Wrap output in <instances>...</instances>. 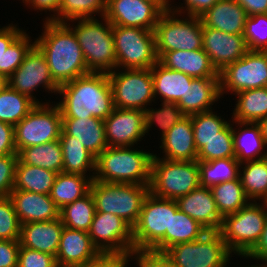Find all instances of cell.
I'll return each instance as SVG.
<instances>
[{
  "label": "cell",
  "mask_w": 267,
  "mask_h": 267,
  "mask_svg": "<svg viewBox=\"0 0 267 267\" xmlns=\"http://www.w3.org/2000/svg\"><path fill=\"white\" fill-rule=\"evenodd\" d=\"M175 201L179 210L196 220L207 231L220 230L223 217L217 209L211 188L199 186Z\"/></svg>",
  "instance_id": "cell-21"
},
{
  "label": "cell",
  "mask_w": 267,
  "mask_h": 267,
  "mask_svg": "<svg viewBox=\"0 0 267 267\" xmlns=\"http://www.w3.org/2000/svg\"><path fill=\"white\" fill-rule=\"evenodd\" d=\"M243 36L248 50L267 51V14L248 16Z\"/></svg>",
  "instance_id": "cell-47"
},
{
  "label": "cell",
  "mask_w": 267,
  "mask_h": 267,
  "mask_svg": "<svg viewBox=\"0 0 267 267\" xmlns=\"http://www.w3.org/2000/svg\"><path fill=\"white\" fill-rule=\"evenodd\" d=\"M88 233L101 254L130 255L134 251L133 228L112 213L96 212Z\"/></svg>",
  "instance_id": "cell-15"
},
{
  "label": "cell",
  "mask_w": 267,
  "mask_h": 267,
  "mask_svg": "<svg viewBox=\"0 0 267 267\" xmlns=\"http://www.w3.org/2000/svg\"><path fill=\"white\" fill-rule=\"evenodd\" d=\"M241 127L238 133L233 129V143L236 160L241 164L247 161L259 160L267 157V151L262 153L261 150L267 147L261 134L258 123L237 122ZM249 126V128H247ZM261 153V154H260ZM260 155V156H259ZM258 158H256V157Z\"/></svg>",
  "instance_id": "cell-31"
},
{
  "label": "cell",
  "mask_w": 267,
  "mask_h": 267,
  "mask_svg": "<svg viewBox=\"0 0 267 267\" xmlns=\"http://www.w3.org/2000/svg\"><path fill=\"white\" fill-rule=\"evenodd\" d=\"M36 105L28 96L20 94L7 83L0 89V121L15 126Z\"/></svg>",
  "instance_id": "cell-38"
},
{
  "label": "cell",
  "mask_w": 267,
  "mask_h": 267,
  "mask_svg": "<svg viewBox=\"0 0 267 267\" xmlns=\"http://www.w3.org/2000/svg\"><path fill=\"white\" fill-rule=\"evenodd\" d=\"M244 257H251L253 259H260L266 262L267 265V218L264 224V229L256 246Z\"/></svg>",
  "instance_id": "cell-55"
},
{
  "label": "cell",
  "mask_w": 267,
  "mask_h": 267,
  "mask_svg": "<svg viewBox=\"0 0 267 267\" xmlns=\"http://www.w3.org/2000/svg\"><path fill=\"white\" fill-rule=\"evenodd\" d=\"M138 261L139 267H176L164 253H156L152 251H133L129 257Z\"/></svg>",
  "instance_id": "cell-51"
},
{
  "label": "cell",
  "mask_w": 267,
  "mask_h": 267,
  "mask_svg": "<svg viewBox=\"0 0 267 267\" xmlns=\"http://www.w3.org/2000/svg\"><path fill=\"white\" fill-rule=\"evenodd\" d=\"M96 212L112 213L132 228L137 223L149 186L93 180L90 187Z\"/></svg>",
  "instance_id": "cell-5"
},
{
  "label": "cell",
  "mask_w": 267,
  "mask_h": 267,
  "mask_svg": "<svg viewBox=\"0 0 267 267\" xmlns=\"http://www.w3.org/2000/svg\"><path fill=\"white\" fill-rule=\"evenodd\" d=\"M251 267H267V265L265 264H263V265H261V266H251Z\"/></svg>",
  "instance_id": "cell-62"
},
{
  "label": "cell",
  "mask_w": 267,
  "mask_h": 267,
  "mask_svg": "<svg viewBox=\"0 0 267 267\" xmlns=\"http://www.w3.org/2000/svg\"><path fill=\"white\" fill-rule=\"evenodd\" d=\"M124 70L121 73L115 70L108 73L114 108L144 111L145 105L154 100L151 68Z\"/></svg>",
  "instance_id": "cell-13"
},
{
  "label": "cell",
  "mask_w": 267,
  "mask_h": 267,
  "mask_svg": "<svg viewBox=\"0 0 267 267\" xmlns=\"http://www.w3.org/2000/svg\"><path fill=\"white\" fill-rule=\"evenodd\" d=\"M129 258V255L102 254L99 258L89 262L84 267H126Z\"/></svg>",
  "instance_id": "cell-54"
},
{
  "label": "cell",
  "mask_w": 267,
  "mask_h": 267,
  "mask_svg": "<svg viewBox=\"0 0 267 267\" xmlns=\"http://www.w3.org/2000/svg\"><path fill=\"white\" fill-rule=\"evenodd\" d=\"M206 232L196 220L178 209L175 200H171L170 232L164 235V252L173 245L195 241Z\"/></svg>",
  "instance_id": "cell-32"
},
{
  "label": "cell",
  "mask_w": 267,
  "mask_h": 267,
  "mask_svg": "<svg viewBox=\"0 0 267 267\" xmlns=\"http://www.w3.org/2000/svg\"><path fill=\"white\" fill-rule=\"evenodd\" d=\"M11 198L20 224L51 221L60 218V209L50 195L12 190Z\"/></svg>",
  "instance_id": "cell-22"
},
{
  "label": "cell",
  "mask_w": 267,
  "mask_h": 267,
  "mask_svg": "<svg viewBox=\"0 0 267 267\" xmlns=\"http://www.w3.org/2000/svg\"><path fill=\"white\" fill-rule=\"evenodd\" d=\"M6 84V80L0 75V89Z\"/></svg>",
  "instance_id": "cell-61"
},
{
  "label": "cell",
  "mask_w": 267,
  "mask_h": 267,
  "mask_svg": "<svg viewBox=\"0 0 267 267\" xmlns=\"http://www.w3.org/2000/svg\"><path fill=\"white\" fill-rule=\"evenodd\" d=\"M64 225L60 218L21 225L20 245L56 256Z\"/></svg>",
  "instance_id": "cell-25"
},
{
  "label": "cell",
  "mask_w": 267,
  "mask_h": 267,
  "mask_svg": "<svg viewBox=\"0 0 267 267\" xmlns=\"http://www.w3.org/2000/svg\"><path fill=\"white\" fill-rule=\"evenodd\" d=\"M164 254L176 267H226L231 257L219 231H208L195 241L173 245Z\"/></svg>",
  "instance_id": "cell-11"
},
{
  "label": "cell",
  "mask_w": 267,
  "mask_h": 267,
  "mask_svg": "<svg viewBox=\"0 0 267 267\" xmlns=\"http://www.w3.org/2000/svg\"><path fill=\"white\" fill-rule=\"evenodd\" d=\"M191 121L197 152L229 124L212 110L191 115Z\"/></svg>",
  "instance_id": "cell-44"
},
{
  "label": "cell",
  "mask_w": 267,
  "mask_h": 267,
  "mask_svg": "<svg viewBox=\"0 0 267 267\" xmlns=\"http://www.w3.org/2000/svg\"><path fill=\"white\" fill-rule=\"evenodd\" d=\"M36 104L14 126V142L17 154L24 148L59 140L62 130V113L56 104ZM53 107V108H52Z\"/></svg>",
  "instance_id": "cell-12"
},
{
  "label": "cell",
  "mask_w": 267,
  "mask_h": 267,
  "mask_svg": "<svg viewBox=\"0 0 267 267\" xmlns=\"http://www.w3.org/2000/svg\"><path fill=\"white\" fill-rule=\"evenodd\" d=\"M101 255L88 232L64 226L56 254L58 267H84Z\"/></svg>",
  "instance_id": "cell-20"
},
{
  "label": "cell",
  "mask_w": 267,
  "mask_h": 267,
  "mask_svg": "<svg viewBox=\"0 0 267 267\" xmlns=\"http://www.w3.org/2000/svg\"><path fill=\"white\" fill-rule=\"evenodd\" d=\"M95 213L94 199L89 192L84 197L61 208L60 219L67 228L88 232Z\"/></svg>",
  "instance_id": "cell-42"
},
{
  "label": "cell",
  "mask_w": 267,
  "mask_h": 267,
  "mask_svg": "<svg viewBox=\"0 0 267 267\" xmlns=\"http://www.w3.org/2000/svg\"><path fill=\"white\" fill-rule=\"evenodd\" d=\"M179 9L180 7L164 11L155 25L154 35L158 59L165 52L203 49L200 18L191 15H188L189 19L185 20L175 18L177 13L182 12V9Z\"/></svg>",
  "instance_id": "cell-9"
},
{
  "label": "cell",
  "mask_w": 267,
  "mask_h": 267,
  "mask_svg": "<svg viewBox=\"0 0 267 267\" xmlns=\"http://www.w3.org/2000/svg\"><path fill=\"white\" fill-rule=\"evenodd\" d=\"M163 10L149 0H107L105 18L116 26L154 31Z\"/></svg>",
  "instance_id": "cell-17"
},
{
  "label": "cell",
  "mask_w": 267,
  "mask_h": 267,
  "mask_svg": "<svg viewBox=\"0 0 267 267\" xmlns=\"http://www.w3.org/2000/svg\"><path fill=\"white\" fill-rule=\"evenodd\" d=\"M220 96V78H194L187 88L185 98L177 105L186 116H190L210 111L209 106L218 101Z\"/></svg>",
  "instance_id": "cell-29"
},
{
  "label": "cell",
  "mask_w": 267,
  "mask_h": 267,
  "mask_svg": "<svg viewBox=\"0 0 267 267\" xmlns=\"http://www.w3.org/2000/svg\"><path fill=\"white\" fill-rule=\"evenodd\" d=\"M200 186L198 161H171L153 155L150 192L176 200Z\"/></svg>",
  "instance_id": "cell-7"
},
{
  "label": "cell",
  "mask_w": 267,
  "mask_h": 267,
  "mask_svg": "<svg viewBox=\"0 0 267 267\" xmlns=\"http://www.w3.org/2000/svg\"><path fill=\"white\" fill-rule=\"evenodd\" d=\"M243 174L239 172L241 185L250 200L267 202V157L259 160L247 161Z\"/></svg>",
  "instance_id": "cell-39"
},
{
  "label": "cell",
  "mask_w": 267,
  "mask_h": 267,
  "mask_svg": "<svg viewBox=\"0 0 267 267\" xmlns=\"http://www.w3.org/2000/svg\"><path fill=\"white\" fill-rule=\"evenodd\" d=\"M106 9L107 0H61L57 16L54 14L47 20L65 23L67 20L93 18L92 14L95 13L104 17Z\"/></svg>",
  "instance_id": "cell-43"
},
{
  "label": "cell",
  "mask_w": 267,
  "mask_h": 267,
  "mask_svg": "<svg viewBox=\"0 0 267 267\" xmlns=\"http://www.w3.org/2000/svg\"><path fill=\"white\" fill-rule=\"evenodd\" d=\"M253 202L223 217L219 232L231 253L246 256L261 237L267 218V202L262 205Z\"/></svg>",
  "instance_id": "cell-6"
},
{
  "label": "cell",
  "mask_w": 267,
  "mask_h": 267,
  "mask_svg": "<svg viewBox=\"0 0 267 267\" xmlns=\"http://www.w3.org/2000/svg\"><path fill=\"white\" fill-rule=\"evenodd\" d=\"M247 17L236 0H219L199 16L202 26L229 34H243Z\"/></svg>",
  "instance_id": "cell-26"
},
{
  "label": "cell",
  "mask_w": 267,
  "mask_h": 267,
  "mask_svg": "<svg viewBox=\"0 0 267 267\" xmlns=\"http://www.w3.org/2000/svg\"><path fill=\"white\" fill-rule=\"evenodd\" d=\"M105 25L93 18L77 19L74 28L77 41L83 52L89 72L110 73L117 68L112 24L105 18Z\"/></svg>",
  "instance_id": "cell-4"
},
{
  "label": "cell",
  "mask_w": 267,
  "mask_h": 267,
  "mask_svg": "<svg viewBox=\"0 0 267 267\" xmlns=\"http://www.w3.org/2000/svg\"><path fill=\"white\" fill-rule=\"evenodd\" d=\"M238 100L233 112L236 122L258 123L267 116V87L236 93Z\"/></svg>",
  "instance_id": "cell-36"
},
{
  "label": "cell",
  "mask_w": 267,
  "mask_h": 267,
  "mask_svg": "<svg viewBox=\"0 0 267 267\" xmlns=\"http://www.w3.org/2000/svg\"><path fill=\"white\" fill-rule=\"evenodd\" d=\"M31 4L36 10H49L58 14L61 0H23V3Z\"/></svg>",
  "instance_id": "cell-58"
},
{
  "label": "cell",
  "mask_w": 267,
  "mask_h": 267,
  "mask_svg": "<svg viewBox=\"0 0 267 267\" xmlns=\"http://www.w3.org/2000/svg\"><path fill=\"white\" fill-rule=\"evenodd\" d=\"M202 43L203 50L218 72L248 51L243 34H229L210 27L202 26Z\"/></svg>",
  "instance_id": "cell-19"
},
{
  "label": "cell",
  "mask_w": 267,
  "mask_h": 267,
  "mask_svg": "<svg viewBox=\"0 0 267 267\" xmlns=\"http://www.w3.org/2000/svg\"><path fill=\"white\" fill-rule=\"evenodd\" d=\"M235 158L233 132L230 123L211 140L204 142L197 153V161Z\"/></svg>",
  "instance_id": "cell-45"
},
{
  "label": "cell",
  "mask_w": 267,
  "mask_h": 267,
  "mask_svg": "<svg viewBox=\"0 0 267 267\" xmlns=\"http://www.w3.org/2000/svg\"><path fill=\"white\" fill-rule=\"evenodd\" d=\"M107 145L132 147L145 133L144 111L114 108L104 120Z\"/></svg>",
  "instance_id": "cell-18"
},
{
  "label": "cell",
  "mask_w": 267,
  "mask_h": 267,
  "mask_svg": "<svg viewBox=\"0 0 267 267\" xmlns=\"http://www.w3.org/2000/svg\"><path fill=\"white\" fill-rule=\"evenodd\" d=\"M201 187L211 188L213 185L239 178L241 164L236 158L215 159L208 162L198 161Z\"/></svg>",
  "instance_id": "cell-40"
},
{
  "label": "cell",
  "mask_w": 267,
  "mask_h": 267,
  "mask_svg": "<svg viewBox=\"0 0 267 267\" xmlns=\"http://www.w3.org/2000/svg\"><path fill=\"white\" fill-rule=\"evenodd\" d=\"M117 68L148 69L157 62L154 31L112 25Z\"/></svg>",
  "instance_id": "cell-10"
},
{
  "label": "cell",
  "mask_w": 267,
  "mask_h": 267,
  "mask_svg": "<svg viewBox=\"0 0 267 267\" xmlns=\"http://www.w3.org/2000/svg\"><path fill=\"white\" fill-rule=\"evenodd\" d=\"M187 15L199 17L219 0H185Z\"/></svg>",
  "instance_id": "cell-56"
},
{
  "label": "cell",
  "mask_w": 267,
  "mask_h": 267,
  "mask_svg": "<svg viewBox=\"0 0 267 267\" xmlns=\"http://www.w3.org/2000/svg\"><path fill=\"white\" fill-rule=\"evenodd\" d=\"M6 83L20 94L28 96L36 104L40 102L32 96L31 92L41 84L52 93L59 91V86L50 75L45 56L36 45L29 50L21 65L6 80Z\"/></svg>",
  "instance_id": "cell-16"
},
{
  "label": "cell",
  "mask_w": 267,
  "mask_h": 267,
  "mask_svg": "<svg viewBox=\"0 0 267 267\" xmlns=\"http://www.w3.org/2000/svg\"><path fill=\"white\" fill-rule=\"evenodd\" d=\"M248 16L267 14V0H236Z\"/></svg>",
  "instance_id": "cell-57"
},
{
  "label": "cell",
  "mask_w": 267,
  "mask_h": 267,
  "mask_svg": "<svg viewBox=\"0 0 267 267\" xmlns=\"http://www.w3.org/2000/svg\"><path fill=\"white\" fill-rule=\"evenodd\" d=\"M154 97L162 96L163 102L178 103L185 94L188 86H191V76L180 71L171 70L159 61L151 68Z\"/></svg>",
  "instance_id": "cell-30"
},
{
  "label": "cell",
  "mask_w": 267,
  "mask_h": 267,
  "mask_svg": "<svg viewBox=\"0 0 267 267\" xmlns=\"http://www.w3.org/2000/svg\"><path fill=\"white\" fill-rule=\"evenodd\" d=\"M130 149L131 147L108 146L96 157L93 180L150 186L154 154Z\"/></svg>",
  "instance_id": "cell-3"
},
{
  "label": "cell",
  "mask_w": 267,
  "mask_h": 267,
  "mask_svg": "<svg viewBox=\"0 0 267 267\" xmlns=\"http://www.w3.org/2000/svg\"><path fill=\"white\" fill-rule=\"evenodd\" d=\"M63 100L58 104L62 118H90L105 120L113 111V94L107 73L77 77L59 86Z\"/></svg>",
  "instance_id": "cell-2"
},
{
  "label": "cell",
  "mask_w": 267,
  "mask_h": 267,
  "mask_svg": "<svg viewBox=\"0 0 267 267\" xmlns=\"http://www.w3.org/2000/svg\"><path fill=\"white\" fill-rule=\"evenodd\" d=\"M77 140L61 130L59 142L63 154V172L86 176L89 169L95 172L96 157Z\"/></svg>",
  "instance_id": "cell-34"
},
{
  "label": "cell",
  "mask_w": 267,
  "mask_h": 267,
  "mask_svg": "<svg viewBox=\"0 0 267 267\" xmlns=\"http://www.w3.org/2000/svg\"><path fill=\"white\" fill-rule=\"evenodd\" d=\"M29 40L28 35L16 26L9 25L0 29V75L5 80L21 65L35 45Z\"/></svg>",
  "instance_id": "cell-23"
},
{
  "label": "cell",
  "mask_w": 267,
  "mask_h": 267,
  "mask_svg": "<svg viewBox=\"0 0 267 267\" xmlns=\"http://www.w3.org/2000/svg\"><path fill=\"white\" fill-rule=\"evenodd\" d=\"M163 153L171 161L197 160L191 115L178 121L162 138Z\"/></svg>",
  "instance_id": "cell-27"
},
{
  "label": "cell",
  "mask_w": 267,
  "mask_h": 267,
  "mask_svg": "<svg viewBox=\"0 0 267 267\" xmlns=\"http://www.w3.org/2000/svg\"><path fill=\"white\" fill-rule=\"evenodd\" d=\"M258 125L260 126L261 134L264 138V141L267 144V116L265 118L261 119L258 122Z\"/></svg>",
  "instance_id": "cell-59"
},
{
  "label": "cell",
  "mask_w": 267,
  "mask_h": 267,
  "mask_svg": "<svg viewBox=\"0 0 267 267\" xmlns=\"http://www.w3.org/2000/svg\"><path fill=\"white\" fill-rule=\"evenodd\" d=\"M219 77L221 95L226 89L236 94L267 87V51L248 50L243 57L219 72Z\"/></svg>",
  "instance_id": "cell-14"
},
{
  "label": "cell",
  "mask_w": 267,
  "mask_h": 267,
  "mask_svg": "<svg viewBox=\"0 0 267 267\" xmlns=\"http://www.w3.org/2000/svg\"><path fill=\"white\" fill-rule=\"evenodd\" d=\"M94 175L86 176L61 172L58 173L52 190L51 199L59 209L87 195L90 192Z\"/></svg>",
  "instance_id": "cell-33"
},
{
  "label": "cell",
  "mask_w": 267,
  "mask_h": 267,
  "mask_svg": "<svg viewBox=\"0 0 267 267\" xmlns=\"http://www.w3.org/2000/svg\"><path fill=\"white\" fill-rule=\"evenodd\" d=\"M62 130L77 138L86 150L97 157L107 147L104 120L90 118H62Z\"/></svg>",
  "instance_id": "cell-28"
},
{
  "label": "cell",
  "mask_w": 267,
  "mask_h": 267,
  "mask_svg": "<svg viewBox=\"0 0 267 267\" xmlns=\"http://www.w3.org/2000/svg\"><path fill=\"white\" fill-rule=\"evenodd\" d=\"M170 222L171 199L149 192L133 227L134 251L164 253V235L170 232Z\"/></svg>",
  "instance_id": "cell-8"
},
{
  "label": "cell",
  "mask_w": 267,
  "mask_h": 267,
  "mask_svg": "<svg viewBox=\"0 0 267 267\" xmlns=\"http://www.w3.org/2000/svg\"><path fill=\"white\" fill-rule=\"evenodd\" d=\"M158 61L171 70L183 72L193 78H220L203 49L165 52Z\"/></svg>",
  "instance_id": "cell-24"
},
{
  "label": "cell",
  "mask_w": 267,
  "mask_h": 267,
  "mask_svg": "<svg viewBox=\"0 0 267 267\" xmlns=\"http://www.w3.org/2000/svg\"><path fill=\"white\" fill-rule=\"evenodd\" d=\"M19 240H0V267H17Z\"/></svg>",
  "instance_id": "cell-52"
},
{
  "label": "cell",
  "mask_w": 267,
  "mask_h": 267,
  "mask_svg": "<svg viewBox=\"0 0 267 267\" xmlns=\"http://www.w3.org/2000/svg\"><path fill=\"white\" fill-rule=\"evenodd\" d=\"M157 4L163 11H169L171 9L169 0H149Z\"/></svg>",
  "instance_id": "cell-60"
},
{
  "label": "cell",
  "mask_w": 267,
  "mask_h": 267,
  "mask_svg": "<svg viewBox=\"0 0 267 267\" xmlns=\"http://www.w3.org/2000/svg\"><path fill=\"white\" fill-rule=\"evenodd\" d=\"M211 191L222 217L236 213L249 203L240 178L213 185Z\"/></svg>",
  "instance_id": "cell-41"
},
{
  "label": "cell",
  "mask_w": 267,
  "mask_h": 267,
  "mask_svg": "<svg viewBox=\"0 0 267 267\" xmlns=\"http://www.w3.org/2000/svg\"><path fill=\"white\" fill-rule=\"evenodd\" d=\"M185 116L176 103L162 102V108L158 110L146 108L144 110L145 133H148L152 124L156 122L162 131L161 137H163Z\"/></svg>",
  "instance_id": "cell-46"
},
{
  "label": "cell",
  "mask_w": 267,
  "mask_h": 267,
  "mask_svg": "<svg viewBox=\"0 0 267 267\" xmlns=\"http://www.w3.org/2000/svg\"><path fill=\"white\" fill-rule=\"evenodd\" d=\"M18 154L0 156V197H8L13 190Z\"/></svg>",
  "instance_id": "cell-50"
},
{
  "label": "cell",
  "mask_w": 267,
  "mask_h": 267,
  "mask_svg": "<svg viewBox=\"0 0 267 267\" xmlns=\"http://www.w3.org/2000/svg\"><path fill=\"white\" fill-rule=\"evenodd\" d=\"M44 33L34 41L44 54L50 75L61 86L77 77L89 74L77 38L66 23L46 20Z\"/></svg>",
  "instance_id": "cell-1"
},
{
  "label": "cell",
  "mask_w": 267,
  "mask_h": 267,
  "mask_svg": "<svg viewBox=\"0 0 267 267\" xmlns=\"http://www.w3.org/2000/svg\"><path fill=\"white\" fill-rule=\"evenodd\" d=\"M8 154H17L14 126L0 121V156Z\"/></svg>",
  "instance_id": "cell-53"
},
{
  "label": "cell",
  "mask_w": 267,
  "mask_h": 267,
  "mask_svg": "<svg viewBox=\"0 0 267 267\" xmlns=\"http://www.w3.org/2000/svg\"><path fill=\"white\" fill-rule=\"evenodd\" d=\"M21 224L11 198L0 197V240H19Z\"/></svg>",
  "instance_id": "cell-48"
},
{
  "label": "cell",
  "mask_w": 267,
  "mask_h": 267,
  "mask_svg": "<svg viewBox=\"0 0 267 267\" xmlns=\"http://www.w3.org/2000/svg\"><path fill=\"white\" fill-rule=\"evenodd\" d=\"M57 174L41 167L23 164L18 159L13 190L50 195Z\"/></svg>",
  "instance_id": "cell-35"
},
{
  "label": "cell",
  "mask_w": 267,
  "mask_h": 267,
  "mask_svg": "<svg viewBox=\"0 0 267 267\" xmlns=\"http://www.w3.org/2000/svg\"><path fill=\"white\" fill-rule=\"evenodd\" d=\"M23 164L41 167L56 173L63 172V154L59 140L30 146L18 153Z\"/></svg>",
  "instance_id": "cell-37"
},
{
  "label": "cell",
  "mask_w": 267,
  "mask_h": 267,
  "mask_svg": "<svg viewBox=\"0 0 267 267\" xmlns=\"http://www.w3.org/2000/svg\"><path fill=\"white\" fill-rule=\"evenodd\" d=\"M17 267H58L56 256L20 245Z\"/></svg>",
  "instance_id": "cell-49"
}]
</instances>
